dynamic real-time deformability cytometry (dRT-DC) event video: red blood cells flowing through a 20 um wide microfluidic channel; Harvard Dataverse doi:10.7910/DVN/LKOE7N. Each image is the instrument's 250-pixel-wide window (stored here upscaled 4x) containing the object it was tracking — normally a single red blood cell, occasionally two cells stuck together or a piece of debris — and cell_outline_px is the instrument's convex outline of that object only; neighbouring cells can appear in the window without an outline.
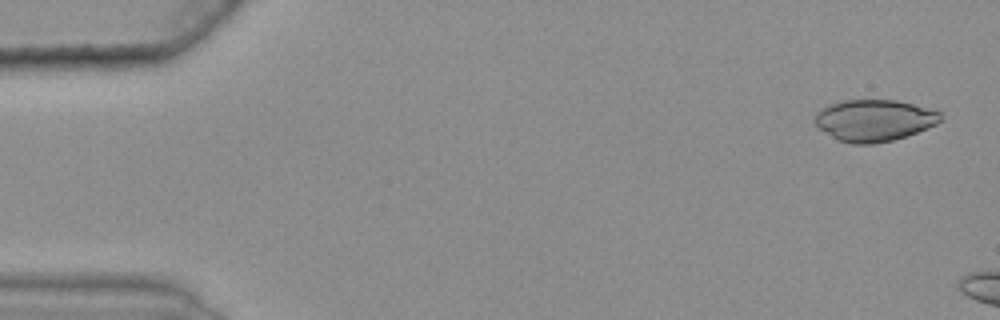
{"species": "common noctule bat (a hibernating species)", "species_latin": "Nyctalus noctula", "temperature_condition": "warm", "stored_images_in_passage": 10, "camera_frame_rate_fps": 3000, "um_per_image_px": 0.085, "animal": {"sex": "female", "body_mass_g": 25.1}, "frame": {"image": 1, "passage_image": 2, "time_ms": 0.333, "image_size_px": [1000, 320], "cell_outline_px": [[940, 120], [936, 124], [928, 128], [892, 140], [872, 144], [852, 144], [836, 140], [820, 128], [812, 120], [816, 112], [828, 104], [840, 100], [896, 100], [936, 108], [940, 112]], "centroid_in_image_um": [74.29, 10.21], "position_along_channel_um": 10.7, "area_um2": 30.81}}